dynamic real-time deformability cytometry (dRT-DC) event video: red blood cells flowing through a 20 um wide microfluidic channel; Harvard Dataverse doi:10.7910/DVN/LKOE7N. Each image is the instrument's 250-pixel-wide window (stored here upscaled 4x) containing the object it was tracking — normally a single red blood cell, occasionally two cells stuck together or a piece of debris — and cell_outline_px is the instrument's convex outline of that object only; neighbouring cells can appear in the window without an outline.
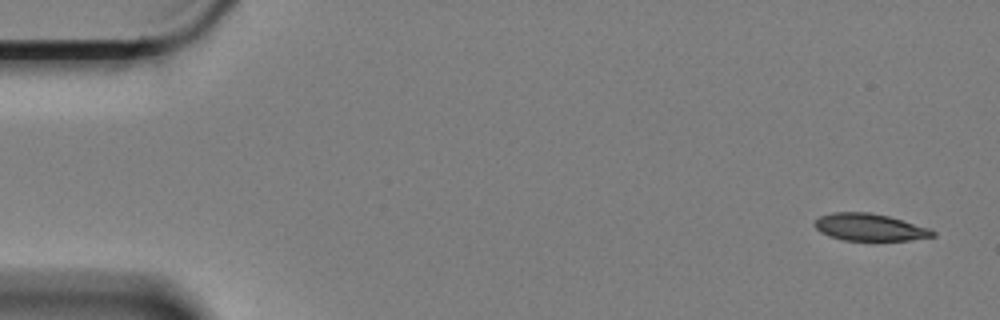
{"species": "Egyptian fruit bat (a non-hibernating species)", "species_latin": "Rousettus aegyptiacus", "temperature_condition": "cold", "stored_images_in_passage": 6, "camera_frame_rate_fps": 3000, "um_per_image_px": 0.085, "animal": {"sex": "female"}, "frame": {"image": 1, "passage_image": 1, "time_ms": 0.0, "image_size_px": [1000, 320], "cell_outline_px": [[936, 236], [908, 240], [844, 240], [828, 236], [820, 232], [812, 224], [820, 216], [832, 212], [868, 212], [888, 216], [928, 228], [936, 232]], "centroid_in_image_um": [73.88, 19.31], "position_along_channel_um": 11.1, "area_um2": 18.55}}